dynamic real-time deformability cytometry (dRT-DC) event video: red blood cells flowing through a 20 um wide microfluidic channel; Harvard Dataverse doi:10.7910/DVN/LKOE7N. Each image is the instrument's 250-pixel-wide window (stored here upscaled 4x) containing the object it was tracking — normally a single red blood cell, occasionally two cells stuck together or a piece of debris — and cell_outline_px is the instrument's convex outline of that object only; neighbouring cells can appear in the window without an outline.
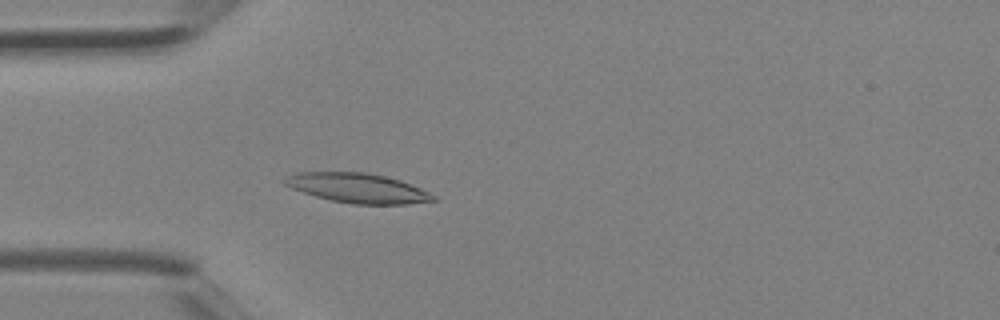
{"species": "Egyptian fruit bat (a non-hibernating species)", "species_latin": "Rousettus aegyptiacus", "temperature_condition": "room temperature", "stored_images_in_passage": 5, "camera_frame_rate_fps": 3000, "um_per_image_px": 0.085, "animal": {"sex": "female"}, "frame": {"image": 1, "passage_image": 5, "time_ms": 1.333, "image_size_px": [1000, 320], "cell_outline_px": [[436, 200], [408, 204], [352, 204], [332, 200], [316, 196], [292, 188], [284, 184], [280, 180], [296, 172], [368, 172], [400, 180], [420, 188], [436, 196]], "centroid_in_image_um": [30.39, 15.98], "position_along_channel_um": 54.6, "area_um2": 25.49}}